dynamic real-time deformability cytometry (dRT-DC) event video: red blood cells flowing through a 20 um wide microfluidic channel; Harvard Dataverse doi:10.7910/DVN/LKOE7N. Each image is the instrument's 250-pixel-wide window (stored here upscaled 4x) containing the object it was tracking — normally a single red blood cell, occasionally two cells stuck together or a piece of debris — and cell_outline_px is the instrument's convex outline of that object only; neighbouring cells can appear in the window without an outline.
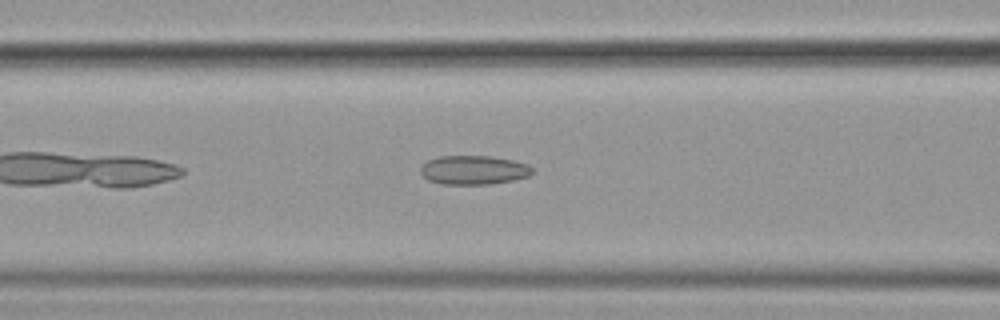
{"species": "common noctule bat (a hibernating species)", "species_latin": "Nyctalus noctula", "temperature_condition": "cold", "stored_images_in_passage": 42, "camera_frame_rate_fps": 3000, "um_per_image_px": 0.085, "animal": {"sex": "female", "body_mass_g": 19.9}, "frame": {"image": 1, "passage_image": 9, "time_ms": 2.667, "image_size_px": [1000, 320], "cell_outline_px": [[536, 172], [528, 176], [512, 180], [488, 184], [440, 184], [428, 180], [420, 172], [420, 168], [428, 160], [440, 156], [492, 156], [512, 160], [528, 164]], "centroid_in_image_um": [40.27, 14.45], "position_along_channel_um": 126.3, "area_um2": 18.9}}
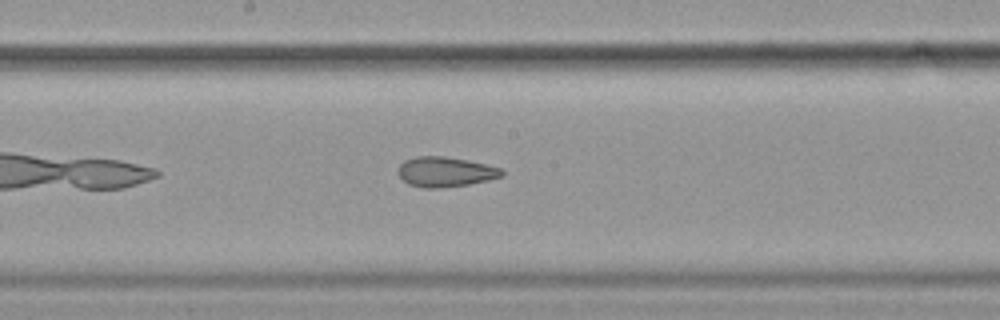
{"frame": {"image": 2, "passage_image": 16, "time_ms": 5.0, "image_size_px": [1000, 320], "cell_outline_px": [[504, 176], [488, 180], [468, 184], [436, 188], [424, 188], [408, 184], [396, 172], [396, 168], [404, 160], [416, 156], [444, 156], [468, 160], [500, 168], [504, 172]], "centroid_in_image_um": [37.81, 14.6], "position_along_channel_um": 210.4, "area_um2": 18.15}}
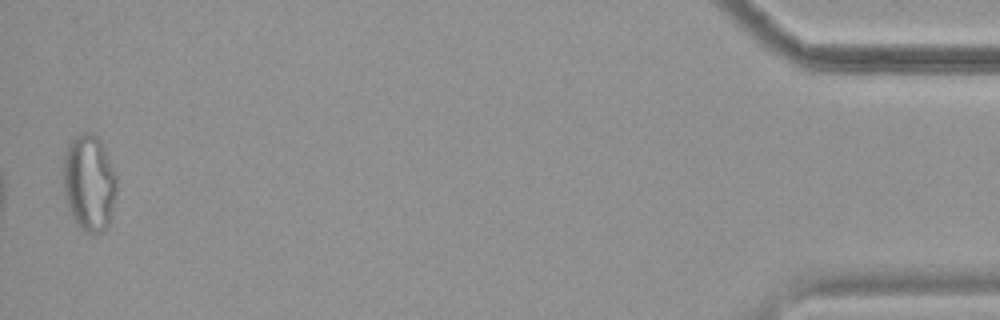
{"frame": {"image": 3, "passage_image": 41, "time_ms": 13.333, "image_size_px": [1000, 320], "cell_outline_px": [[116, 192], [108, 224], [104, 232], [84, 232], [76, 224], [68, 208], [64, 192], [64, 156], [68, 144], [72, 140], [88, 132], [96, 136], [104, 144], [116, 176]], "centroid_in_image_um": [7.58, 15.56], "position_along_channel_um": 427.6, "area_um2": 29.71}, "authors_computed_cell_mechanics": {"area_um2": 19.8254, "velocity_mm_per_s": 3.6093, "shape_relaxation_time_tau1_ms": null, "shape_relaxation_time_tau2_ms": 2.7817, "deformation_change_tau1": null, "deformation_change_tau2": 0.1038}}